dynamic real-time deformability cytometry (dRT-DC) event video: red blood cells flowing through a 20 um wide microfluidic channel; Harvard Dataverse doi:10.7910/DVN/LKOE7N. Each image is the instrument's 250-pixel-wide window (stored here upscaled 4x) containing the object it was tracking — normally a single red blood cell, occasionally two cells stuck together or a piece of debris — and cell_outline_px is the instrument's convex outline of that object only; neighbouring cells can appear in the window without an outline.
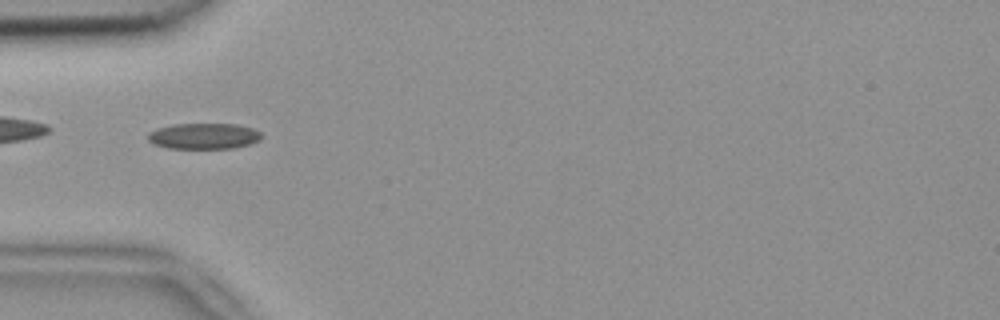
{"species": "common noctule bat (a hibernating species)", "species_latin": "Nyctalus noctula", "temperature_condition": "room temperature", "stored_images_in_passage": 7, "camera_frame_rate_fps": 3000, "um_per_image_px": 0.085, "animal": {"sex": "female", "body_mass_g": 18.4}, "frame": {"image": 1, "passage_image": 2, "time_ms": 0.333, "image_size_px": [1000, 320], "cell_outline_px": [[260, 140], [248, 144], [232, 148], [168, 148], [152, 144], [148, 140], [148, 132], [156, 128], [172, 124], [236, 124], [252, 128], [260, 132]], "centroid_in_image_um": [17.26, 11.56], "position_along_channel_um": 67.7, "area_um2": 17.11}}
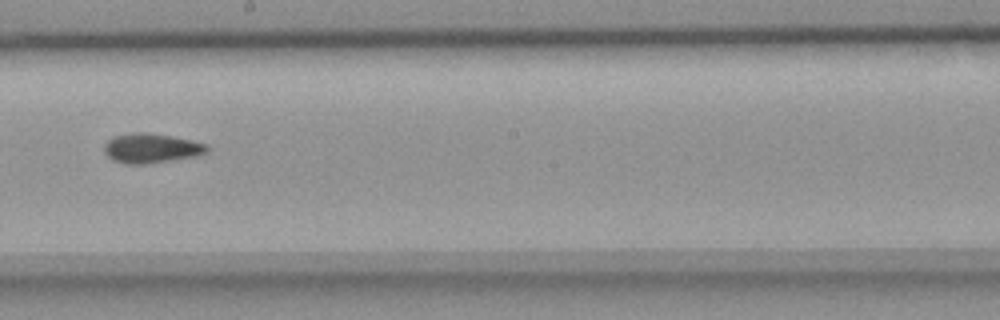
{"frame": {"image": 2, "passage_image": 6, "time_ms": 1.667, "image_size_px": [1000, 320], "cell_outline_px": [[208, 152], [196, 156], [144, 164], [128, 164], [112, 160], [104, 152], [104, 144], [112, 136], [136, 132], [148, 132], [172, 136], [192, 140], [208, 144]], "centroid_in_image_um": [12.85, 12.59], "position_along_channel_um": 235.3, "area_um2": 17.8}}
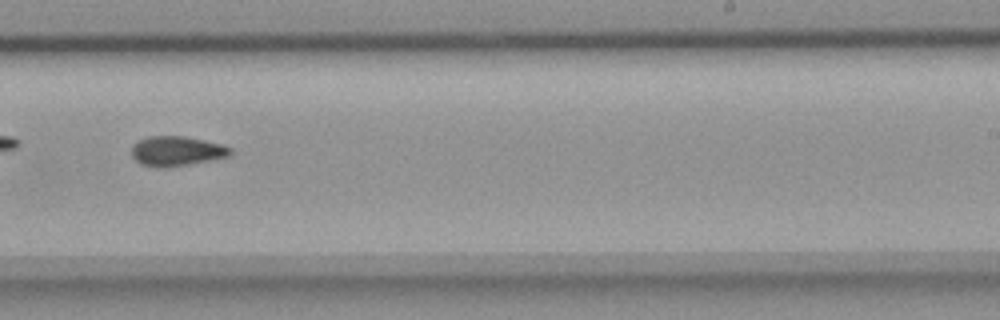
{"frame": {"image": 3, "passage_image": 7, "time_ms": 2.0, "image_size_px": [1000, 320], "cell_outline_px": [[232, 152], [228, 156], [212, 160], [168, 168], [156, 168], [140, 164], [132, 156], [132, 144], [140, 140], [152, 136], [184, 136], [220, 144], [232, 148]], "centroid_in_image_um": [14.99, 12.86], "position_along_channel_um": 274.0, "area_um2": 17.17}}